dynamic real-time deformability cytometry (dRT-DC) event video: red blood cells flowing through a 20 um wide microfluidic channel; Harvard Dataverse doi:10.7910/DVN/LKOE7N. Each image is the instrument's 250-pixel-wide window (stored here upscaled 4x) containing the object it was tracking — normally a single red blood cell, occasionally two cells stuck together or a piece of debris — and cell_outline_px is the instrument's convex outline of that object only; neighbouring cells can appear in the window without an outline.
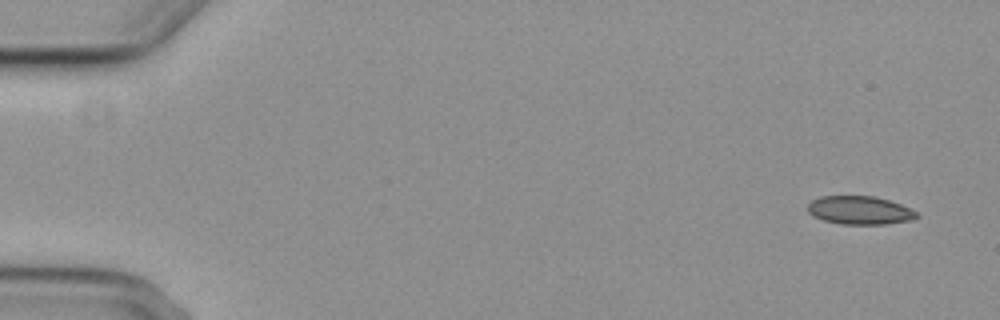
{"species": "common noctule bat (a hibernating species)", "species_latin": "Nyctalus noctula", "temperature_condition": "cold", "stored_images_in_passage": 5, "segment_of_instrument_passage": [1, 2], "camera_frame_rate_fps": 3000, "um_per_image_px": 0.085, "animal": {"sex": "female", "body_mass_g": 29.2, "forearm_length_mm": 56.3}, "frame": {"image": 1, "passage_image": 1, "time_ms": 0.0, "image_size_px": [1000, 320], "cell_outline_px": [[920, 216], [912, 220], [888, 224], [840, 224], [824, 220], [812, 216], [808, 212], [808, 204], [812, 200], [820, 196], [872, 196], [888, 200], [900, 204], [916, 212]], "centroid_in_image_um": [73.06, 17.88], "position_along_channel_um": 11.9, "area_um2": 17.98}}
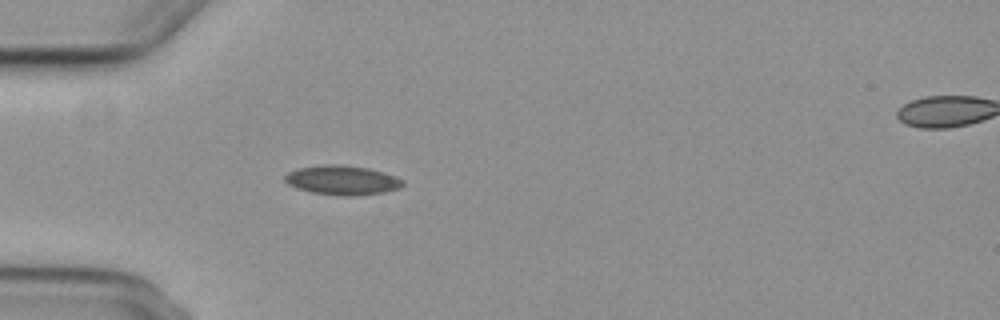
{"frame": {"image": 2, "passage_image": 4, "time_ms": 4.667, "image_size_px": [1000, 320], "cell_outline_px": [[404, 184], [400, 188], [384, 192], [356, 196], [340, 196], [312, 192], [296, 188], [288, 184], [284, 180], [284, 176], [288, 172], [296, 168], [324, 164], [332, 164], [368, 168], [384, 172], [396, 176], [404, 180]], "centroid_in_image_um": [29.09, 15.32], "position_along_channel_um": 55.9, "area_um2": 20.35}}